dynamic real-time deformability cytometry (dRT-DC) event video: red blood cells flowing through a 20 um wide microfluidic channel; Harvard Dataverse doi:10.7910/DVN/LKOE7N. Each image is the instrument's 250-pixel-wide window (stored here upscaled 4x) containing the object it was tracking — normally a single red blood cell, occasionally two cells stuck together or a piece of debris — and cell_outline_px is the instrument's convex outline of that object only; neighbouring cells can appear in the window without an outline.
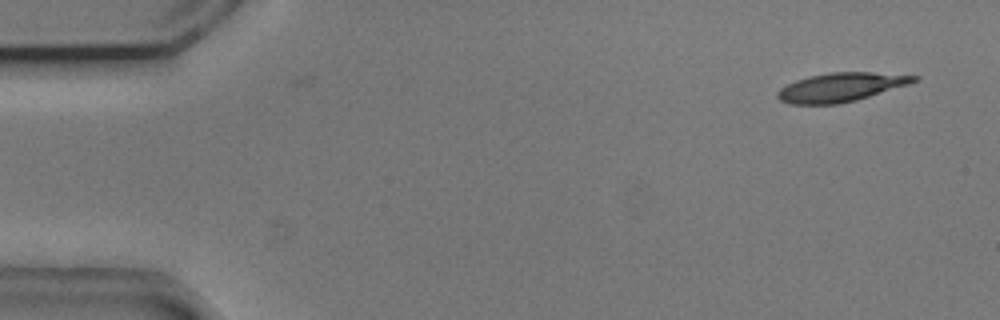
{"species": "common noctule bat (a hibernating species)", "species_latin": "Nyctalus noctula", "temperature_condition": "cold", "stored_images_in_passage": 2, "camera_frame_rate_fps": 3000, "um_per_image_px": 0.085, "animal": {"sex": "male", "body_mass_g": 20.5, "forearm_length_mm": 52.5}, "frame": {"image": 1, "passage_image": 1, "time_ms": 0.0, "image_size_px": [1000, 320], "cell_outline_px": [[920, 80], [908, 84], [856, 100], [840, 104], [788, 104], [780, 100], [776, 96], [776, 92], [780, 88], [796, 80], [808, 76], [828, 72], [872, 72], [920, 76]], "centroid_in_image_um": [71.45, 7.41], "position_along_channel_um": 13.6, "area_um2": 22.95}}